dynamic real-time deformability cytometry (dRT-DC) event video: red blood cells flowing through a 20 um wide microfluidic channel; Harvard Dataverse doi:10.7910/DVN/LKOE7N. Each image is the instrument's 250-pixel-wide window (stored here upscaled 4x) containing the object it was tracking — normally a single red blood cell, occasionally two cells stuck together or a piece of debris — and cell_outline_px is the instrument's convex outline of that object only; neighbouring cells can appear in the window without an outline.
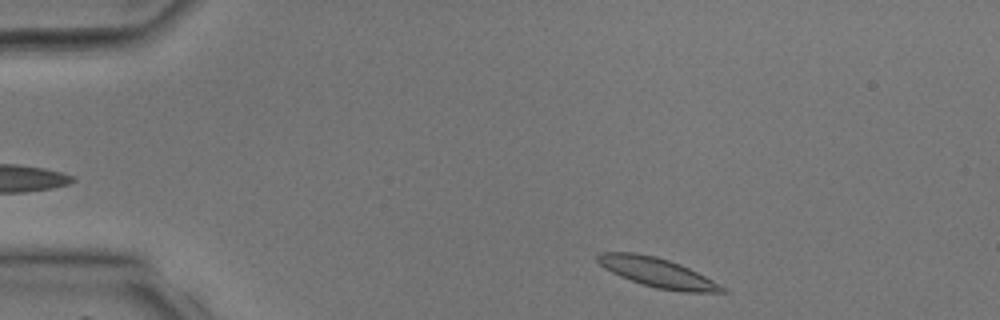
{"species": "common noctule bat (a hibernating species)", "species_latin": "Nyctalus noctula", "temperature_condition": "room temperature", "stored_images_in_passage": 33, "camera_frame_rate_fps": 3000, "um_per_image_px": 0.085, "animal": {"sex": "male", "body_mass_g": 17.9, "forearm_length_mm": 54.2}, "frame": {"image": 1, "passage_image": 1, "time_ms": 0.0, "image_size_px": [1000, 320], "cell_outline_px": [[732, 292], [684, 292], [656, 288], [620, 276], [604, 268], [596, 260], [596, 256], [600, 252], [636, 252], [656, 256], [680, 264], [728, 288]], "centroid_in_image_um": [55.89, 23.16], "position_along_channel_um": 29.1, "area_um2": 21.21}}
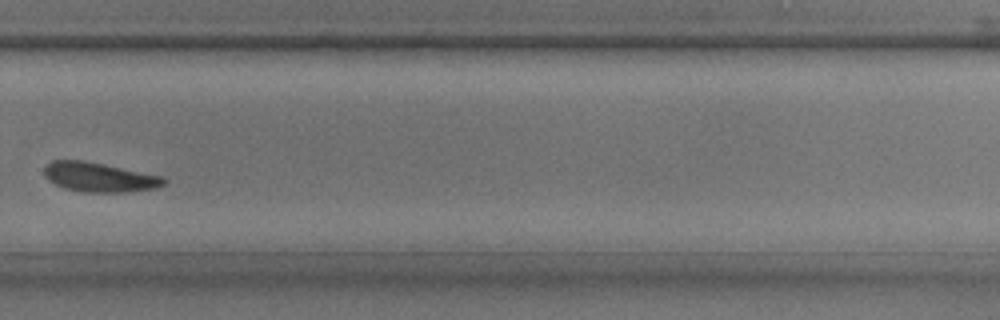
{"frame": {"image": 2, "passage_image": 22, "time_ms": 7.0, "image_size_px": [1000, 320], "cell_outline_px": [[168, 180], [164, 184], [156, 188], [124, 192], [84, 192], [64, 188], [48, 180], [44, 176], [44, 168], [52, 160], [84, 160], [164, 176]], "centroid_in_image_um": [8.45, 15.05], "position_along_channel_um": 321.3, "area_um2": 20.58}}
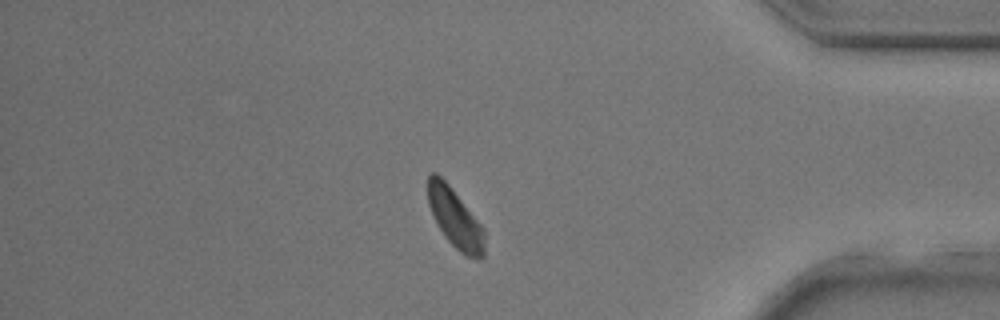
{"frame": {"image": 3, "passage_image": 28, "time_ms": 9.0, "image_size_px": [1000, 320], "cell_outline_px": [[484, 256], [480, 260], [464, 256], [444, 236], [428, 204], [428, 176], [432, 172], [436, 172], [448, 184], [484, 228]], "centroid_in_image_um": [38.7, 18.58], "position_along_channel_um": 396.5, "area_um2": 19.25}}